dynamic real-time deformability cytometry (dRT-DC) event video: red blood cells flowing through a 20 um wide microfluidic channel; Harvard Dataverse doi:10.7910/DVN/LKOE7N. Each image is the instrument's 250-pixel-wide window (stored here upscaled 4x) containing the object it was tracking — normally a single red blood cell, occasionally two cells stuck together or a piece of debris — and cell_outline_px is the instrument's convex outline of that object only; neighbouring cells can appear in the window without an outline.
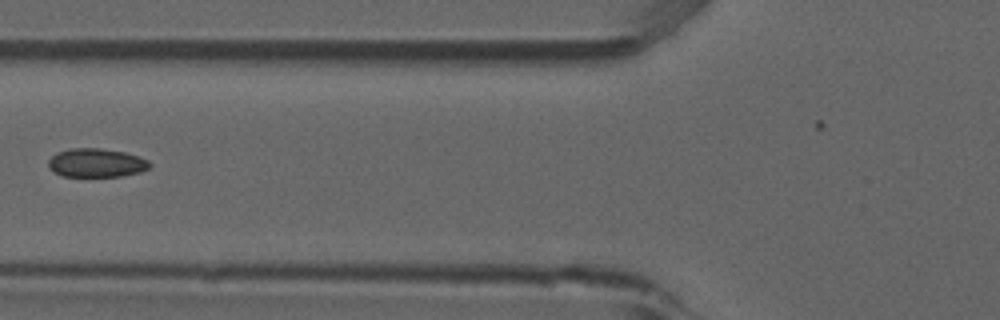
{"species": "common noctule bat (a hibernating species)", "species_latin": "Nyctalus noctula", "temperature_condition": "room temperature", "stored_images_in_passage": 6, "camera_frame_rate_fps": 3000, "um_per_image_px": 0.085, "animal": {"sex": "male", "forearm_length_mm": 52.5}, "frame": {"image": 1, "passage_image": 4, "time_ms": 1.0, "image_size_px": [1000, 320], "cell_outline_px": [[152, 164], [148, 168], [140, 172], [120, 176], [64, 176], [52, 172], [48, 168], [48, 160], [56, 152], [72, 148], [100, 148], [124, 152], [148, 160]], "centroid_in_image_um": [8.15, 13.84], "position_along_channel_um": 117.7, "area_um2": 16.94}}
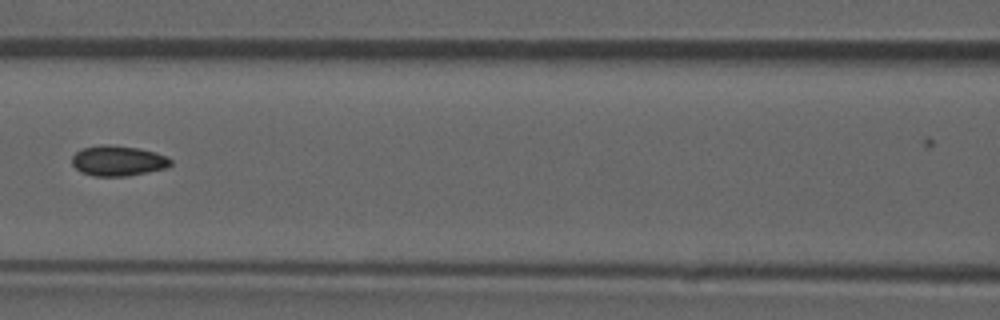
{"frame": {"image": 2, "passage_image": 5, "time_ms": 1.333, "image_size_px": [1000, 320], "cell_outline_px": [[172, 164], [164, 168], [128, 176], [96, 176], [80, 172], [72, 164], [72, 156], [76, 152], [84, 148], [100, 144], [108, 144], [140, 148], [156, 152], [168, 156], [172, 160]], "centroid_in_image_um": [10.04, 13.65], "position_along_channel_um": 156.6, "area_um2": 17.51}}